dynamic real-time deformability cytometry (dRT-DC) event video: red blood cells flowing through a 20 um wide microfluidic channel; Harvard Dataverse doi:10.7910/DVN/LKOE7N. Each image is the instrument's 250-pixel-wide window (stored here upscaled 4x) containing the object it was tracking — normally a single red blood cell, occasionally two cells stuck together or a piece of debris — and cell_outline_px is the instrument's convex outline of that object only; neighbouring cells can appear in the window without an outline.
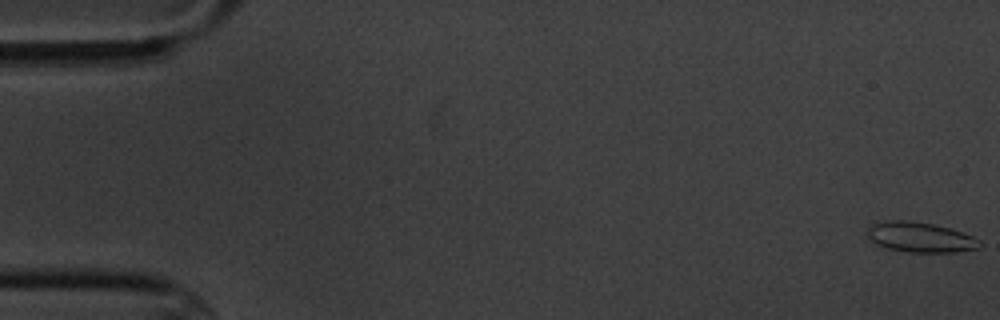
{"species": "common noctule bat (a hibernating species)", "species_latin": "Nyctalus noctula", "temperature_condition": "cold", "stored_images_in_passage": 7, "camera_frame_rate_fps": 3000, "um_per_image_px": 0.085, "animal": {"sex": "male", "body_mass_g": 20.1, "forearm_length_mm": 53.5}, "frame": {"image": 1, "passage_image": 1, "time_ms": 0.0, "image_size_px": [1000, 320], "cell_outline_px": [[984, 244], [980, 248], [956, 252], [908, 252], [888, 248], [876, 244], [868, 236], [868, 228], [872, 224], [888, 220], [908, 220], [932, 224], [948, 228], [972, 236], [980, 240]], "centroid_in_image_um": [78.25, 20.17], "position_along_channel_um": 6.7, "area_um2": 19.59}}